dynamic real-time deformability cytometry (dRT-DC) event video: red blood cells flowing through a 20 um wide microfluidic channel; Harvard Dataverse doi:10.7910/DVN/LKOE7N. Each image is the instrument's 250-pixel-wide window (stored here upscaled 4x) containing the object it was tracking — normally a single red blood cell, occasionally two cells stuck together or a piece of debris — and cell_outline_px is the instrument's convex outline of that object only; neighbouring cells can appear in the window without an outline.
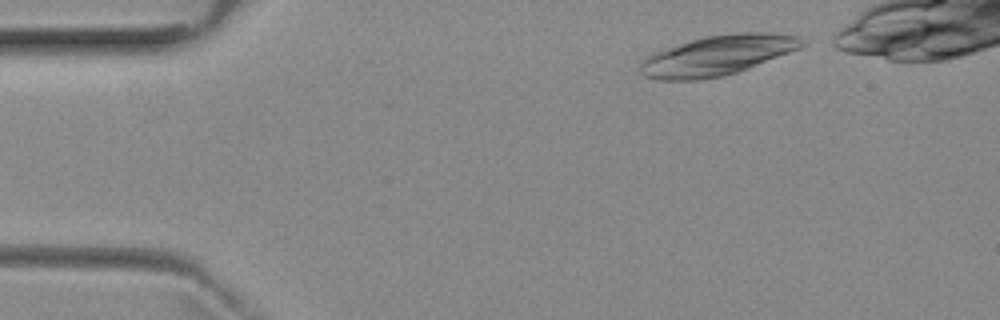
{"species": "common noctule bat (a hibernating species)", "species_latin": "Nyctalus noctula", "temperature_condition": "room temperature", "stored_images_in_passage": 3, "camera_frame_rate_fps": 3000, "um_per_image_px": 0.085, "animal": {"sex": "female", "body_mass_g": 29.2, "forearm_length_mm": 56.3}, "frame": {"image": 1, "passage_image": 1, "time_ms": 0.0, "image_size_px": [1000, 320], "cell_outline_px": [[808, 44], [800, 48], [748, 68], [724, 76], [700, 80], [656, 80], [644, 76], [640, 72], [640, 60], [652, 52], [704, 36], [732, 32], [772, 32], [800, 36]], "centroid_in_image_um": [60.97, 4.7], "position_along_channel_um": 24.0, "area_um2": 38.09}}